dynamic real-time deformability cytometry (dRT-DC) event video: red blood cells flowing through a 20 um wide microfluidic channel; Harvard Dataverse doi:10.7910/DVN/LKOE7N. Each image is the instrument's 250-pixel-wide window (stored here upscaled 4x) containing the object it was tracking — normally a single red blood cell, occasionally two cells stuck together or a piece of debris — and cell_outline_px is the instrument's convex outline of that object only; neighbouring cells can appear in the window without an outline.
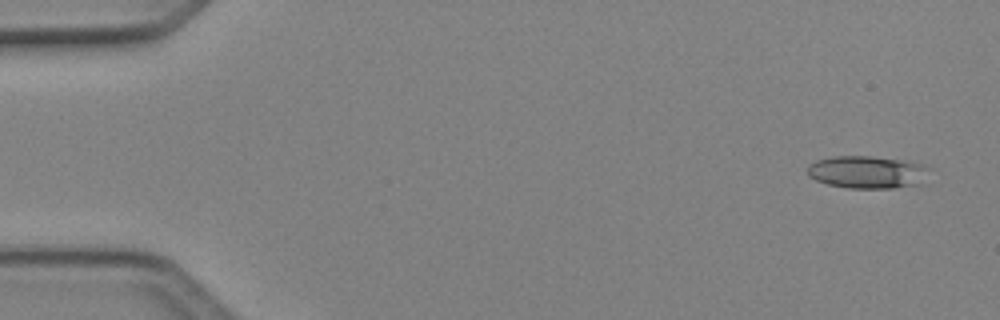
{"species": "Egyptian fruit bat (a non-hibernating species)", "species_latin": "Rousettus aegyptiacus", "temperature_condition": "cold", "stored_images_in_passage": 4, "camera_frame_rate_fps": 3000, "um_per_image_px": 0.085, "animal": {"sex": "female"}, "frame": {"image": 1, "passage_image": 1, "time_ms": 0.0, "image_size_px": [1000, 320], "cell_outline_px": [[928, 168], [924, 184], [892, 188], [848, 188], [828, 184], [816, 180], [808, 176], [808, 164], [816, 160], [832, 156], [872, 156], [904, 160], [924, 164]], "centroid_in_image_um": [73.73, 14.63], "position_along_channel_um": 11.3, "area_um2": 23.35}}